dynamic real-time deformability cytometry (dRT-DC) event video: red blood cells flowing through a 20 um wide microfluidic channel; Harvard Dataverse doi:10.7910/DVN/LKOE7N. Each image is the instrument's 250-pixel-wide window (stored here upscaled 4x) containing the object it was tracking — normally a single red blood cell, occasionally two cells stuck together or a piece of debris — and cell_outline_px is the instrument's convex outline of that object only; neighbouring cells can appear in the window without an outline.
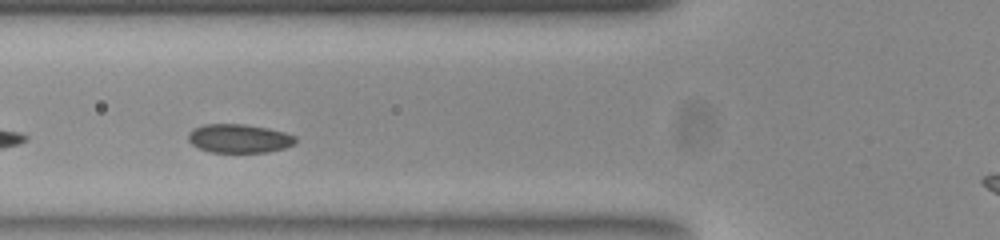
{"species": "common noctule bat (a hibernating species)", "species_latin": "Nyctalus noctula", "temperature_condition": "room temperature", "stored_images_in_passage": 28, "camera_frame_rate_fps": 3000, "um_per_image_px": 0.085, "animal": {"sex": "female", "body_mass_g": 23.0, "forearm_length_mm": 53.4}, "frame": {"image": 1, "passage_image": 5, "time_ms": 1.333, "image_size_px": [1000, 240], "cell_outline_px": [[296, 144], [284, 148], [268, 152], [208, 152], [192, 144], [188, 140], [188, 132], [192, 128], [204, 124], [244, 124], [268, 128], [284, 132], [296, 136]], "centroid_in_image_um": [20.32, 11.76], "position_along_channel_um": 105.5, "area_um2": 18.09}}